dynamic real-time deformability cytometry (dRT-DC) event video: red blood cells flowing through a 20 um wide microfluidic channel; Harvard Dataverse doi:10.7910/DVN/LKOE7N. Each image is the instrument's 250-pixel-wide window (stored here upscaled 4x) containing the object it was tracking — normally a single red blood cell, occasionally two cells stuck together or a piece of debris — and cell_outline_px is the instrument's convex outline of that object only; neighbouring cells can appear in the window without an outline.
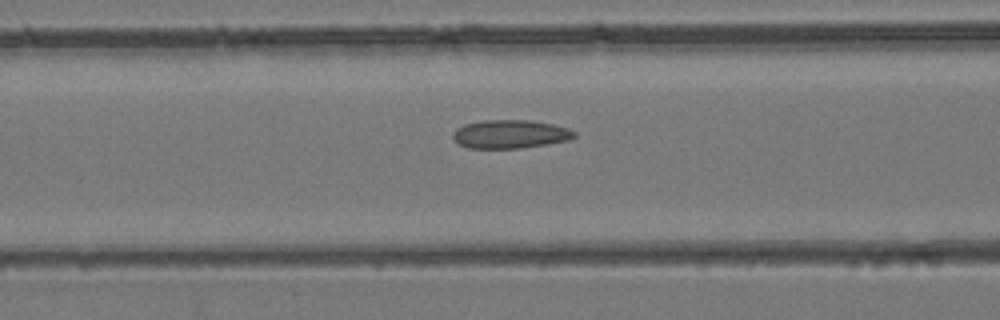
{"species": "common noctule bat (a hibernating species)", "species_latin": "Nyctalus noctula", "temperature_condition": "room temperature", "stored_images_in_passage": 44, "camera_frame_rate_fps": 3000, "um_per_image_px": 0.085, "animal": {"sex": "female", "body_mass_g": 24.6, "forearm_length_mm": 56.2}, "frame": {"image": 1, "passage_image": 18, "time_ms": 5.667, "image_size_px": [1000, 320], "cell_outline_px": [[576, 136], [568, 140], [520, 148], [468, 148], [460, 144], [452, 136], [452, 132], [456, 128], [464, 124], [484, 120], [528, 120], [552, 124], [568, 128], [576, 132]], "centroid_in_image_um": [43.35, 11.39], "position_along_channel_um": 123.3, "area_um2": 20.0}}
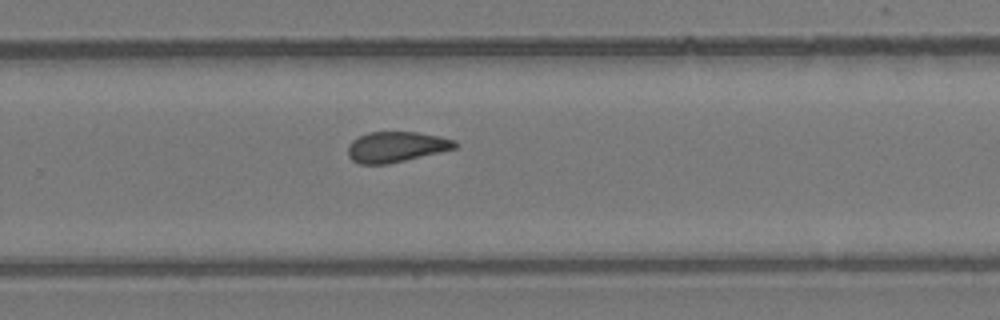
{"frame": {"image": 2, "passage_image": 29, "time_ms": 9.333, "image_size_px": [1000, 320], "cell_outline_px": [[460, 144], [456, 148], [440, 152], [388, 164], [360, 164], [352, 160], [348, 156], [348, 144], [352, 140], [368, 132], [420, 132], [440, 136], [456, 140]], "centroid_in_image_um": [33.7, 12.48], "position_along_channel_um": 296.1, "area_um2": 19.19}}
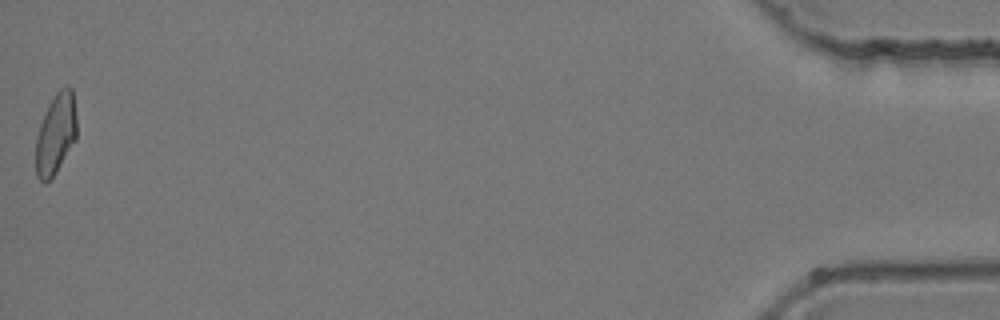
{"frame": {"image": 3, "passage_image": 44, "time_ms": 14.333, "image_size_px": [1000, 320], "cell_outline_px": [[76, 140], [56, 172], [48, 180], [40, 180], [36, 176], [36, 136], [44, 112], [48, 104], [56, 92], [60, 88], [68, 84], [72, 88], [76, 116]], "centroid_in_image_um": [4.74, 11.33], "position_along_channel_um": 430.5, "area_um2": 19.31}}